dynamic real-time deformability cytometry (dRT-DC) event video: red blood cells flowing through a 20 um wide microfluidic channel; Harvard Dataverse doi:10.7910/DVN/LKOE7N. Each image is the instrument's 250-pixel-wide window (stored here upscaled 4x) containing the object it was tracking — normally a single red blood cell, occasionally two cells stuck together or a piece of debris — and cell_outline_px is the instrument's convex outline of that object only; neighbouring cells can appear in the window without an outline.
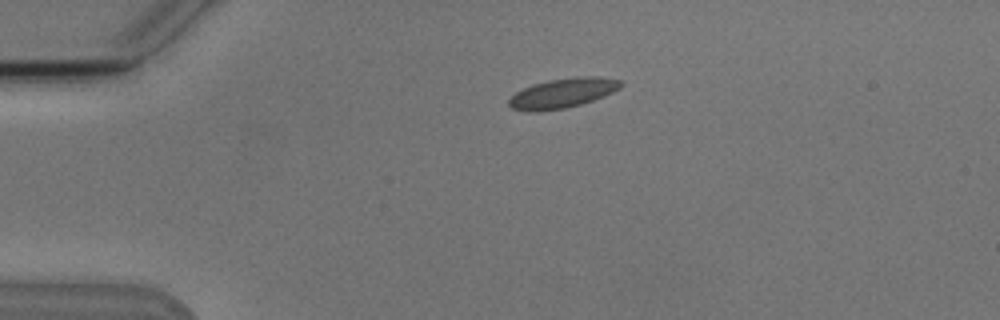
{"species": "Egyptian fruit bat (a non-hibernating species)", "species_latin": "Rousettus aegyptiacus", "temperature_condition": "cold", "stored_images_in_passage": 2, "camera_frame_rate_fps": 3000, "um_per_image_px": 0.085, "animal": {"sex": "male"}, "frame": {"image": 1, "passage_image": 1, "time_ms": 0.0, "image_size_px": [1000, 320], "cell_outline_px": [[624, 84], [620, 88], [604, 96], [580, 104], [564, 108], [540, 112], [532, 112], [512, 108], [508, 104], [508, 100], [516, 92], [532, 84], [548, 80], [580, 76], [600, 76], [624, 80]], "centroid_in_image_um": [47.86, 7.9], "position_along_channel_um": 37.1, "area_um2": 19.48}}